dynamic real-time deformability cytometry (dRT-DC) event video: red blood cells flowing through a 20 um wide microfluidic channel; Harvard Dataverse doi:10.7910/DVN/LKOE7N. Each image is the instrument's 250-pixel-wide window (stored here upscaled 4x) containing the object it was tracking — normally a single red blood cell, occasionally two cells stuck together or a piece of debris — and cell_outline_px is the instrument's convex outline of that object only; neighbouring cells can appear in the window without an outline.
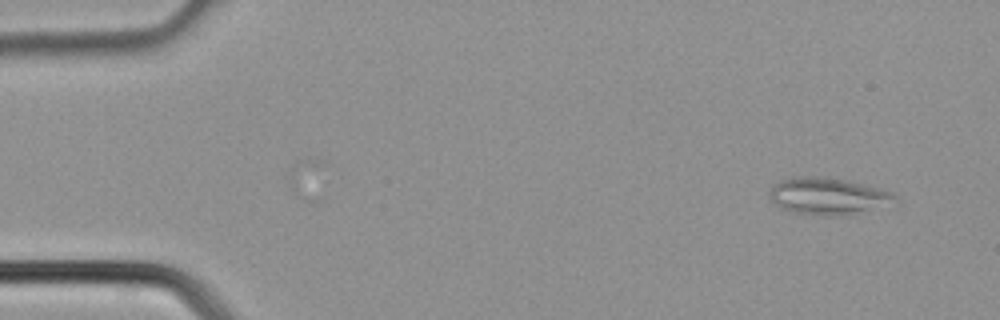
{"species": "common noctule bat (a hibernating species)", "species_latin": "Nyctalus noctula", "temperature_condition": "cold", "stored_images_in_passage": 3, "camera_frame_rate_fps": 3000, "um_per_image_px": 0.085, "animal": {"sex": "male", "body_mass_g": 21.5, "forearm_length_mm": 52.0}, "frame": {"image": 1, "passage_image": 1, "time_ms": 0.0, "image_size_px": [1000, 320], "cell_outline_px": [[896, 196], [844, 216], [824, 216], [796, 212], [784, 208], [768, 200], [768, 192], [776, 184], [792, 176], [824, 176], [844, 180], [880, 188], [892, 192]], "centroid_in_image_um": [70.17, 16.63], "position_along_channel_um": 14.8, "area_um2": 25.66}}